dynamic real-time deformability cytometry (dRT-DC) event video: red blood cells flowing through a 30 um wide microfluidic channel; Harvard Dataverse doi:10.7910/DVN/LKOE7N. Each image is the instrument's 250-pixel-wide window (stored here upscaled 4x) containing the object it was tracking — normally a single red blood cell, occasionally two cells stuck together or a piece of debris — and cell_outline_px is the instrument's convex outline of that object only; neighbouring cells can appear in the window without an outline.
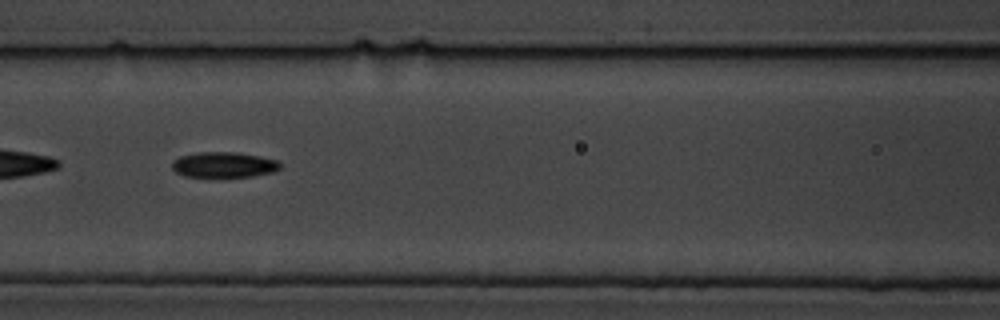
{"species": "common noctule bat (a hibernating species)", "species_latin": "Nyctalus noctula", "temperature_condition": "cold", "stored_images_in_passage": 57, "segment_of_instrument_passage": [2, 2], "camera_frame_rate_fps": 3000, "um_per_image_px": 0.085, "animal": {"sex": "male", "body_mass_g": 19.5, "forearm_length_mm": 54.6}, "frame": {"image": 1, "passage_image": 25, "time_ms": 8.0, "image_size_px": [1000, 320], "cell_outline_px": [[280, 168], [272, 172], [252, 176], [184, 176], [176, 172], [172, 168], [172, 160], [180, 156], [200, 152], [236, 152], [260, 156], [276, 160], [280, 164]], "centroid_in_image_um": [19.0, 13.99], "position_along_channel_um": 147.6, "area_um2": 15.84}}
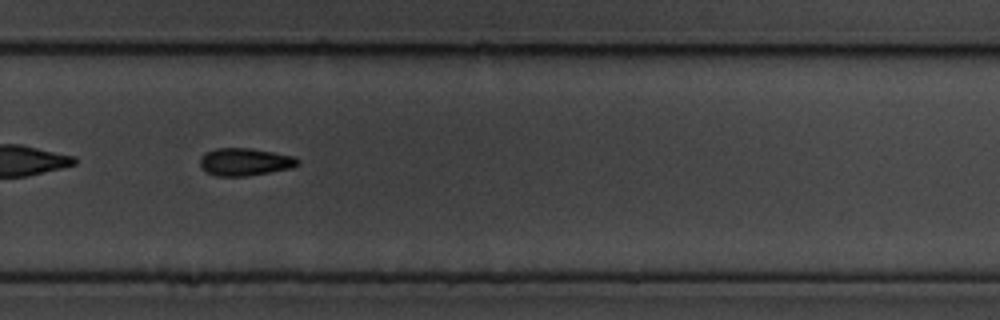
{"frame": {"image": 2, "passage_image": 39, "time_ms": 12.667, "image_size_px": [1000, 320], "cell_outline_px": [[300, 164], [292, 168], [244, 176], [216, 176], [208, 172], [200, 164], [200, 156], [204, 152], [216, 148], [248, 148], [272, 152], [292, 156], [300, 160]], "centroid_in_image_um": [20.81, 13.75], "position_along_channel_um": 309.0, "area_um2": 15.55}}
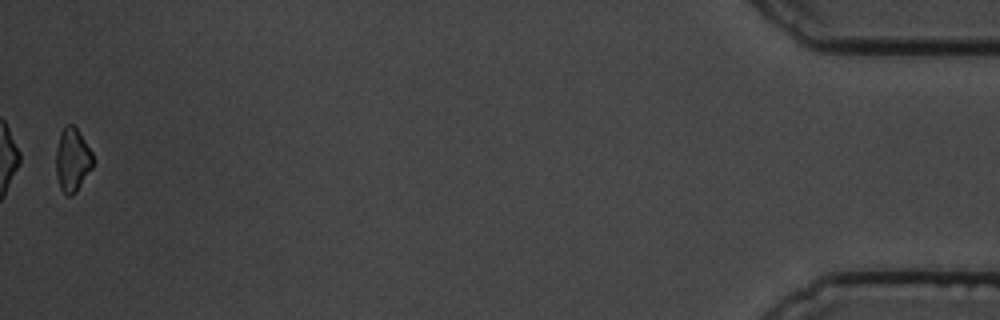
{"frame": {"image": 3, "passage_image": 57, "time_ms": 18.667, "image_size_px": [1000, 320], "cell_outline_px": [[92, 168], [76, 192], [72, 196], [68, 196], [60, 188], [56, 176], [56, 148], [60, 132], [68, 124], [72, 124], [76, 128], [92, 152]], "centroid_in_image_um": [6.13, 13.61], "position_along_channel_um": 429.1, "area_um2": 13.58}}